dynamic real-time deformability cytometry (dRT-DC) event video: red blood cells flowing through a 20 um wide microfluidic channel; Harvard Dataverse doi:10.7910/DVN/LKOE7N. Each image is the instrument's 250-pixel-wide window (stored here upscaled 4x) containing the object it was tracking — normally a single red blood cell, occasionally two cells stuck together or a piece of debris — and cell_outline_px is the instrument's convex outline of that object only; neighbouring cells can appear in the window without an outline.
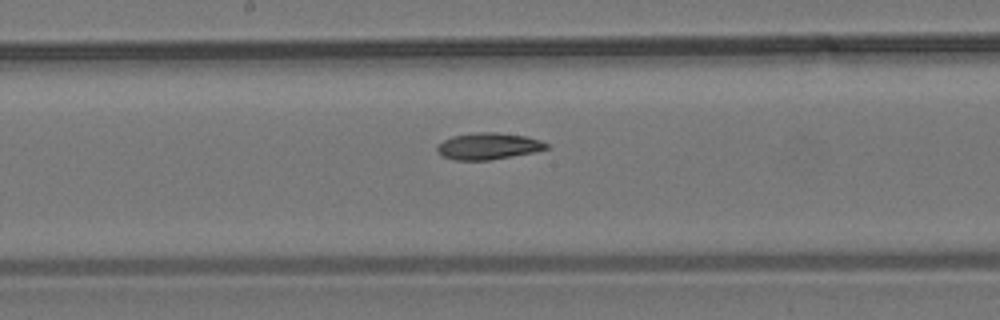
{"species": "common noctule bat (a hibernating species)", "species_latin": "Nyctalus noctula", "temperature_condition": "room temperature", "stored_images_in_passage": 7, "camera_frame_rate_fps": 3000, "um_per_image_px": 0.085, "animal": {"sex": "male", "body_mass_g": 19.2, "forearm_length_mm": 51.8}, "frame": {"image": 1, "passage_image": 7, "time_ms": 8.333, "image_size_px": [1000, 320], "cell_outline_px": [[548, 148], [532, 152], [512, 156], [488, 160], [456, 160], [444, 156], [436, 152], [436, 144], [452, 136], [476, 132], [496, 132], [528, 136], [540, 140], [548, 144]], "centroid_in_image_um": [41.47, 12.41], "position_along_channel_um": 206.7, "area_um2": 16.94}}